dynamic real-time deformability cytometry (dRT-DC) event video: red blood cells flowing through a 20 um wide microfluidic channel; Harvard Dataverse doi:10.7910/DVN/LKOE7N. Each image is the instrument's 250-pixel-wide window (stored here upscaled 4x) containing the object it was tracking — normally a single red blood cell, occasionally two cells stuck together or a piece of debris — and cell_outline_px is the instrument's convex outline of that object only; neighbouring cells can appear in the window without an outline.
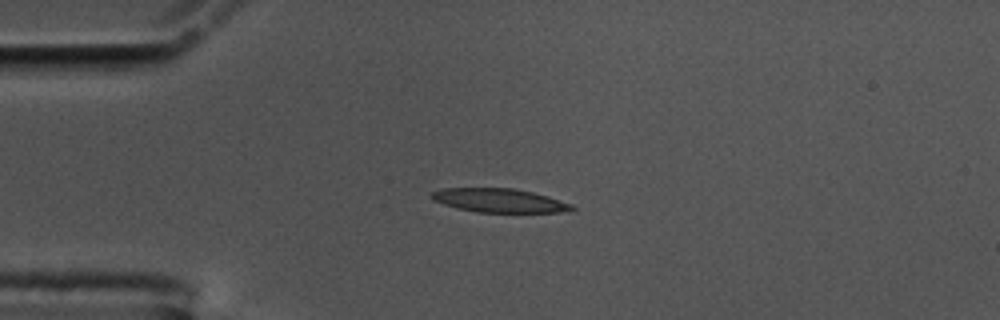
{"species": "common noctule bat (a hibernating species)", "species_latin": "Nyctalus noctula", "temperature_condition": "cold", "stored_images_in_passage": 43, "camera_frame_rate_fps": 3000, "um_per_image_px": 0.085, "animal": {"sex": "male", "body_mass_g": 17.5, "forearm_length_mm": 52.3}, "frame": {"image": 1, "passage_image": 1, "time_ms": 0.0, "image_size_px": [1000, 320], "cell_outline_px": [[576, 208], [560, 212], [476, 212], [456, 208], [432, 200], [432, 192], [440, 188], [516, 188], [548, 196], [572, 204]], "centroid_in_image_um": [42.42, 17.03], "position_along_channel_um": 42.6, "area_um2": 19.42}}
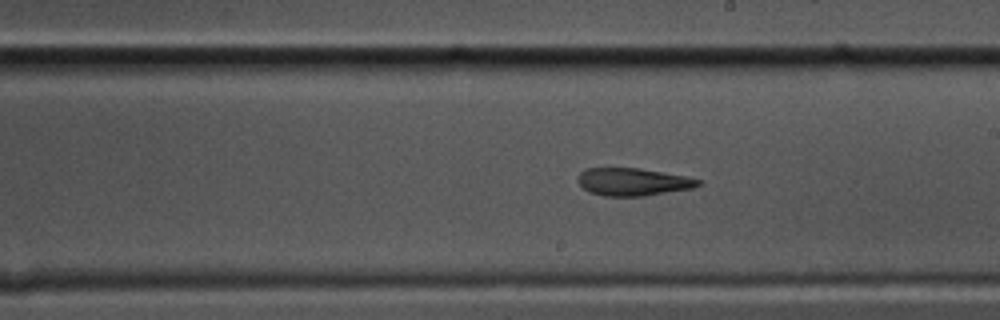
{"frame": {"image": 2, "passage_image": 19, "time_ms": 6.0, "image_size_px": [1000, 320], "cell_outline_px": [[704, 184], [692, 188], [644, 196], [604, 196], [588, 192], [580, 184], [580, 172], [584, 168], [640, 168], [684, 176], [700, 180]], "centroid_in_image_um": [53.81, 15.46], "position_along_channel_um": 235.2, "area_um2": 19.25}}
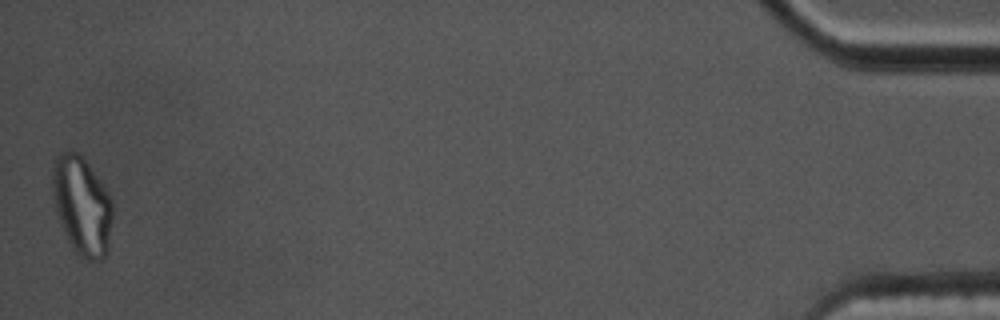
{"frame": {"image": 3, "passage_image": 43, "time_ms": 14.0, "image_size_px": [1000, 320], "cell_outline_px": [[112, 220], [108, 252], [100, 260], [84, 260], [72, 248], [68, 240], [60, 220], [56, 208], [52, 192], [52, 172], [56, 156], [60, 152], [76, 152], [88, 164], [108, 192], [112, 200]], "centroid_in_image_um": [6.98, 17.51], "position_along_channel_um": 428.2, "area_um2": 34.16}, "authors_computed_cell_mechanics": {"area_um2": 20.23, "velocity_mm_per_s": 3.5791, "shape_relaxation_time_tau1_ms": 10.0504, "shape_relaxation_time_tau2_ms": 2.6389, "deformation_change_tau1": 0.2822, "deformation_change_tau2": 0.1093}}